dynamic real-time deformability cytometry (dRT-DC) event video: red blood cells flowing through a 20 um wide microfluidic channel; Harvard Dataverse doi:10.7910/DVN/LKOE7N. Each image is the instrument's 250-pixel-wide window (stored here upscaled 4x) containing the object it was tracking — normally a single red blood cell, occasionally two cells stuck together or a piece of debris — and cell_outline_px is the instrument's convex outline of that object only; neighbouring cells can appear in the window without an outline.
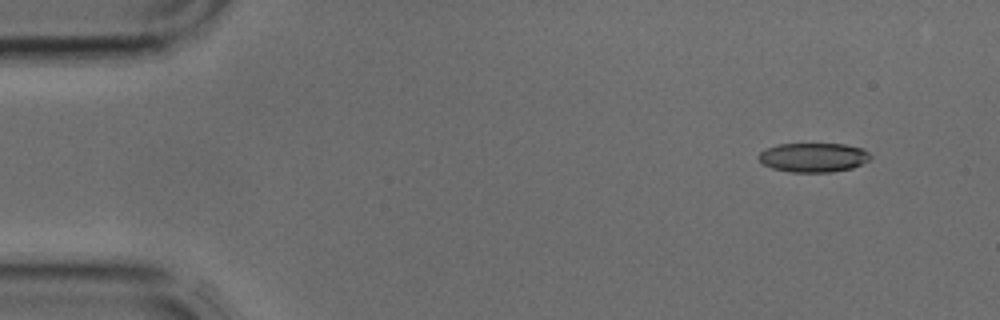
{"species": "common noctule bat (a hibernating species)", "species_latin": "Nyctalus noctula", "temperature_condition": "cold", "stored_images_in_passage": 3, "segment_of_instrument_passage": [2, 2], "camera_frame_rate_fps": 3000, "um_per_image_px": 0.085, "animal": {"sex": "male", "body_mass_g": 17.9, "forearm_length_mm": 54.2}, "frame": {"image": 1, "passage_image": 3, "time_ms": 0.667, "image_size_px": [1000, 320], "cell_outline_px": [[872, 156], [868, 160], [852, 168], [832, 172], [792, 172], [772, 168], [764, 164], [756, 156], [760, 152], [768, 148], [780, 144], [844, 144], [864, 148]], "centroid_in_image_um": [69.15, 13.38], "position_along_channel_um": 15.8, "area_um2": 18.96}}